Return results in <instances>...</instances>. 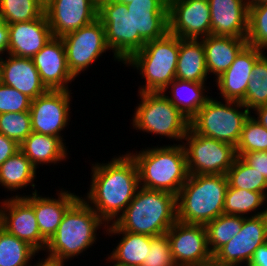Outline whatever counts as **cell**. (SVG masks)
Returning a JSON list of instances; mask_svg holds the SVG:
<instances>
[{
    "label": "cell",
    "mask_w": 267,
    "mask_h": 266,
    "mask_svg": "<svg viewBox=\"0 0 267 266\" xmlns=\"http://www.w3.org/2000/svg\"><path fill=\"white\" fill-rule=\"evenodd\" d=\"M8 54L32 58L53 37L45 13L38 19L8 25Z\"/></svg>",
    "instance_id": "cell-22"
},
{
    "label": "cell",
    "mask_w": 267,
    "mask_h": 266,
    "mask_svg": "<svg viewBox=\"0 0 267 266\" xmlns=\"http://www.w3.org/2000/svg\"><path fill=\"white\" fill-rule=\"evenodd\" d=\"M211 34L246 38L248 33V0H208Z\"/></svg>",
    "instance_id": "cell-21"
},
{
    "label": "cell",
    "mask_w": 267,
    "mask_h": 266,
    "mask_svg": "<svg viewBox=\"0 0 267 266\" xmlns=\"http://www.w3.org/2000/svg\"><path fill=\"white\" fill-rule=\"evenodd\" d=\"M253 111H255L254 114L257 116L256 118L254 115V119L267 129V105L257 107Z\"/></svg>",
    "instance_id": "cell-47"
},
{
    "label": "cell",
    "mask_w": 267,
    "mask_h": 266,
    "mask_svg": "<svg viewBox=\"0 0 267 266\" xmlns=\"http://www.w3.org/2000/svg\"><path fill=\"white\" fill-rule=\"evenodd\" d=\"M53 37H62L91 24L98 7L91 0H51L44 9Z\"/></svg>",
    "instance_id": "cell-18"
},
{
    "label": "cell",
    "mask_w": 267,
    "mask_h": 266,
    "mask_svg": "<svg viewBox=\"0 0 267 266\" xmlns=\"http://www.w3.org/2000/svg\"><path fill=\"white\" fill-rule=\"evenodd\" d=\"M208 73L223 74L247 45L246 38L209 35L202 38Z\"/></svg>",
    "instance_id": "cell-26"
},
{
    "label": "cell",
    "mask_w": 267,
    "mask_h": 266,
    "mask_svg": "<svg viewBox=\"0 0 267 266\" xmlns=\"http://www.w3.org/2000/svg\"><path fill=\"white\" fill-rule=\"evenodd\" d=\"M264 50L246 45L236 56L231 66L214 81L222 100L243 102L247 85L252 77L255 62L264 54Z\"/></svg>",
    "instance_id": "cell-20"
},
{
    "label": "cell",
    "mask_w": 267,
    "mask_h": 266,
    "mask_svg": "<svg viewBox=\"0 0 267 266\" xmlns=\"http://www.w3.org/2000/svg\"><path fill=\"white\" fill-rule=\"evenodd\" d=\"M254 151H267V129L250 114L243 125L236 153Z\"/></svg>",
    "instance_id": "cell-37"
},
{
    "label": "cell",
    "mask_w": 267,
    "mask_h": 266,
    "mask_svg": "<svg viewBox=\"0 0 267 266\" xmlns=\"http://www.w3.org/2000/svg\"><path fill=\"white\" fill-rule=\"evenodd\" d=\"M126 7L133 21V54L169 32L168 0H133Z\"/></svg>",
    "instance_id": "cell-12"
},
{
    "label": "cell",
    "mask_w": 267,
    "mask_h": 266,
    "mask_svg": "<svg viewBox=\"0 0 267 266\" xmlns=\"http://www.w3.org/2000/svg\"><path fill=\"white\" fill-rule=\"evenodd\" d=\"M248 266H267V242L255 250Z\"/></svg>",
    "instance_id": "cell-44"
},
{
    "label": "cell",
    "mask_w": 267,
    "mask_h": 266,
    "mask_svg": "<svg viewBox=\"0 0 267 266\" xmlns=\"http://www.w3.org/2000/svg\"><path fill=\"white\" fill-rule=\"evenodd\" d=\"M39 253L28 242L18 239L0 226V266H30Z\"/></svg>",
    "instance_id": "cell-32"
},
{
    "label": "cell",
    "mask_w": 267,
    "mask_h": 266,
    "mask_svg": "<svg viewBox=\"0 0 267 266\" xmlns=\"http://www.w3.org/2000/svg\"><path fill=\"white\" fill-rule=\"evenodd\" d=\"M58 198L43 197L38 192L23 195L32 205L41 235L48 241L57 231L67 209L80 197L68 190L58 191Z\"/></svg>",
    "instance_id": "cell-23"
},
{
    "label": "cell",
    "mask_w": 267,
    "mask_h": 266,
    "mask_svg": "<svg viewBox=\"0 0 267 266\" xmlns=\"http://www.w3.org/2000/svg\"><path fill=\"white\" fill-rule=\"evenodd\" d=\"M249 166L254 168L267 180V151L237 153Z\"/></svg>",
    "instance_id": "cell-42"
},
{
    "label": "cell",
    "mask_w": 267,
    "mask_h": 266,
    "mask_svg": "<svg viewBox=\"0 0 267 266\" xmlns=\"http://www.w3.org/2000/svg\"><path fill=\"white\" fill-rule=\"evenodd\" d=\"M265 54L264 52L255 62L245 99L242 102L250 112L257 107L267 105V56Z\"/></svg>",
    "instance_id": "cell-35"
},
{
    "label": "cell",
    "mask_w": 267,
    "mask_h": 266,
    "mask_svg": "<svg viewBox=\"0 0 267 266\" xmlns=\"http://www.w3.org/2000/svg\"><path fill=\"white\" fill-rule=\"evenodd\" d=\"M0 133L20 145L32 133L30 113L9 112L0 114Z\"/></svg>",
    "instance_id": "cell-39"
},
{
    "label": "cell",
    "mask_w": 267,
    "mask_h": 266,
    "mask_svg": "<svg viewBox=\"0 0 267 266\" xmlns=\"http://www.w3.org/2000/svg\"><path fill=\"white\" fill-rule=\"evenodd\" d=\"M243 220V216L223 213L205 225L212 255L240 232Z\"/></svg>",
    "instance_id": "cell-33"
},
{
    "label": "cell",
    "mask_w": 267,
    "mask_h": 266,
    "mask_svg": "<svg viewBox=\"0 0 267 266\" xmlns=\"http://www.w3.org/2000/svg\"><path fill=\"white\" fill-rule=\"evenodd\" d=\"M218 101L213 97L190 120L189 128L197 134L237 146L243 125L251 112L239 101ZM241 108L244 109L241 111Z\"/></svg>",
    "instance_id": "cell-7"
},
{
    "label": "cell",
    "mask_w": 267,
    "mask_h": 266,
    "mask_svg": "<svg viewBox=\"0 0 267 266\" xmlns=\"http://www.w3.org/2000/svg\"><path fill=\"white\" fill-rule=\"evenodd\" d=\"M9 34L8 25L0 17V53L8 54Z\"/></svg>",
    "instance_id": "cell-45"
},
{
    "label": "cell",
    "mask_w": 267,
    "mask_h": 266,
    "mask_svg": "<svg viewBox=\"0 0 267 266\" xmlns=\"http://www.w3.org/2000/svg\"><path fill=\"white\" fill-rule=\"evenodd\" d=\"M1 83L15 88L35 99L48 89L42 83L40 75L31 58L7 55L2 60Z\"/></svg>",
    "instance_id": "cell-24"
},
{
    "label": "cell",
    "mask_w": 267,
    "mask_h": 266,
    "mask_svg": "<svg viewBox=\"0 0 267 266\" xmlns=\"http://www.w3.org/2000/svg\"><path fill=\"white\" fill-rule=\"evenodd\" d=\"M65 261L66 260H63L57 256L48 254L45 259L43 258L42 260H40L39 258L38 263L36 262V264H33V266H64Z\"/></svg>",
    "instance_id": "cell-46"
},
{
    "label": "cell",
    "mask_w": 267,
    "mask_h": 266,
    "mask_svg": "<svg viewBox=\"0 0 267 266\" xmlns=\"http://www.w3.org/2000/svg\"><path fill=\"white\" fill-rule=\"evenodd\" d=\"M166 234L177 266H197L213 258L205 225L177 220Z\"/></svg>",
    "instance_id": "cell-15"
},
{
    "label": "cell",
    "mask_w": 267,
    "mask_h": 266,
    "mask_svg": "<svg viewBox=\"0 0 267 266\" xmlns=\"http://www.w3.org/2000/svg\"><path fill=\"white\" fill-rule=\"evenodd\" d=\"M3 55L0 53V83H1V73H2V60H3Z\"/></svg>",
    "instance_id": "cell-52"
},
{
    "label": "cell",
    "mask_w": 267,
    "mask_h": 266,
    "mask_svg": "<svg viewBox=\"0 0 267 266\" xmlns=\"http://www.w3.org/2000/svg\"><path fill=\"white\" fill-rule=\"evenodd\" d=\"M138 96L141 101L132 117L133 128L183 142L190 121L165 95L162 92H142Z\"/></svg>",
    "instance_id": "cell-8"
},
{
    "label": "cell",
    "mask_w": 267,
    "mask_h": 266,
    "mask_svg": "<svg viewBox=\"0 0 267 266\" xmlns=\"http://www.w3.org/2000/svg\"><path fill=\"white\" fill-rule=\"evenodd\" d=\"M103 225L106 228L107 224L79 197L64 213L45 251L67 261L75 258L96 244L97 230Z\"/></svg>",
    "instance_id": "cell-5"
},
{
    "label": "cell",
    "mask_w": 267,
    "mask_h": 266,
    "mask_svg": "<svg viewBox=\"0 0 267 266\" xmlns=\"http://www.w3.org/2000/svg\"><path fill=\"white\" fill-rule=\"evenodd\" d=\"M105 231L109 236L122 235L118 245L106 259L109 263L117 266L142 265L150 249L151 236L122 231L115 223L107 225Z\"/></svg>",
    "instance_id": "cell-25"
},
{
    "label": "cell",
    "mask_w": 267,
    "mask_h": 266,
    "mask_svg": "<svg viewBox=\"0 0 267 266\" xmlns=\"http://www.w3.org/2000/svg\"><path fill=\"white\" fill-rule=\"evenodd\" d=\"M249 5L265 4L267 0H248Z\"/></svg>",
    "instance_id": "cell-49"
},
{
    "label": "cell",
    "mask_w": 267,
    "mask_h": 266,
    "mask_svg": "<svg viewBox=\"0 0 267 266\" xmlns=\"http://www.w3.org/2000/svg\"><path fill=\"white\" fill-rule=\"evenodd\" d=\"M98 8L104 4V3H107L109 2V0H91Z\"/></svg>",
    "instance_id": "cell-50"
},
{
    "label": "cell",
    "mask_w": 267,
    "mask_h": 266,
    "mask_svg": "<svg viewBox=\"0 0 267 266\" xmlns=\"http://www.w3.org/2000/svg\"><path fill=\"white\" fill-rule=\"evenodd\" d=\"M36 171L37 168L19 150L0 166V184L11 192L31 185L33 193H36L38 192L34 184Z\"/></svg>",
    "instance_id": "cell-30"
},
{
    "label": "cell",
    "mask_w": 267,
    "mask_h": 266,
    "mask_svg": "<svg viewBox=\"0 0 267 266\" xmlns=\"http://www.w3.org/2000/svg\"><path fill=\"white\" fill-rule=\"evenodd\" d=\"M44 7L51 1V0H38Z\"/></svg>",
    "instance_id": "cell-53"
},
{
    "label": "cell",
    "mask_w": 267,
    "mask_h": 266,
    "mask_svg": "<svg viewBox=\"0 0 267 266\" xmlns=\"http://www.w3.org/2000/svg\"><path fill=\"white\" fill-rule=\"evenodd\" d=\"M266 202L267 198L260 192L232 188L228 184L223 213L243 217H249L248 214H250V212L255 213H251L250 217L263 215L267 213V208L257 213L255 211L259 210V207L263 206Z\"/></svg>",
    "instance_id": "cell-31"
},
{
    "label": "cell",
    "mask_w": 267,
    "mask_h": 266,
    "mask_svg": "<svg viewBox=\"0 0 267 266\" xmlns=\"http://www.w3.org/2000/svg\"><path fill=\"white\" fill-rule=\"evenodd\" d=\"M128 153L137 164L140 187L177 196L189 175L183 144L153 146Z\"/></svg>",
    "instance_id": "cell-2"
},
{
    "label": "cell",
    "mask_w": 267,
    "mask_h": 266,
    "mask_svg": "<svg viewBox=\"0 0 267 266\" xmlns=\"http://www.w3.org/2000/svg\"><path fill=\"white\" fill-rule=\"evenodd\" d=\"M183 140L189 175H226L237 158L235 146L194 133L190 128Z\"/></svg>",
    "instance_id": "cell-9"
},
{
    "label": "cell",
    "mask_w": 267,
    "mask_h": 266,
    "mask_svg": "<svg viewBox=\"0 0 267 266\" xmlns=\"http://www.w3.org/2000/svg\"><path fill=\"white\" fill-rule=\"evenodd\" d=\"M169 33L182 39L211 35L208 0H168Z\"/></svg>",
    "instance_id": "cell-14"
},
{
    "label": "cell",
    "mask_w": 267,
    "mask_h": 266,
    "mask_svg": "<svg viewBox=\"0 0 267 266\" xmlns=\"http://www.w3.org/2000/svg\"><path fill=\"white\" fill-rule=\"evenodd\" d=\"M31 59L47 89L69 90L68 84L75 77L68 69L65 48L60 37H52Z\"/></svg>",
    "instance_id": "cell-19"
},
{
    "label": "cell",
    "mask_w": 267,
    "mask_h": 266,
    "mask_svg": "<svg viewBox=\"0 0 267 266\" xmlns=\"http://www.w3.org/2000/svg\"><path fill=\"white\" fill-rule=\"evenodd\" d=\"M69 71L76 78L88 69L102 53L110 50L106 43L105 29L97 18L94 22L61 37Z\"/></svg>",
    "instance_id": "cell-10"
},
{
    "label": "cell",
    "mask_w": 267,
    "mask_h": 266,
    "mask_svg": "<svg viewBox=\"0 0 267 266\" xmlns=\"http://www.w3.org/2000/svg\"><path fill=\"white\" fill-rule=\"evenodd\" d=\"M176 195L139 187L115 224L122 230L161 236L177 221Z\"/></svg>",
    "instance_id": "cell-3"
},
{
    "label": "cell",
    "mask_w": 267,
    "mask_h": 266,
    "mask_svg": "<svg viewBox=\"0 0 267 266\" xmlns=\"http://www.w3.org/2000/svg\"><path fill=\"white\" fill-rule=\"evenodd\" d=\"M133 0H109V2H114V3H124V4H129Z\"/></svg>",
    "instance_id": "cell-51"
},
{
    "label": "cell",
    "mask_w": 267,
    "mask_h": 266,
    "mask_svg": "<svg viewBox=\"0 0 267 266\" xmlns=\"http://www.w3.org/2000/svg\"><path fill=\"white\" fill-rule=\"evenodd\" d=\"M208 75L202 39L180 38L175 77L186 81L206 82Z\"/></svg>",
    "instance_id": "cell-29"
},
{
    "label": "cell",
    "mask_w": 267,
    "mask_h": 266,
    "mask_svg": "<svg viewBox=\"0 0 267 266\" xmlns=\"http://www.w3.org/2000/svg\"><path fill=\"white\" fill-rule=\"evenodd\" d=\"M72 90H47L44 94L32 99L30 117L32 132L60 138L61 131L70 121V101Z\"/></svg>",
    "instance_id": "cell-11"
},
{
    "label": "cell",
    "mask_w": 267,
    "mask_h": 266,
    "mask_svg": "<svg viewBox=\"0 0 267 266\" xmlns=\"http://www.w3.org/2000/svg\"><path fill=\"white\" fill-rule=\"evenodd\" d=\"M66 144L58 137L32 132L20 145V150L38 168L39 165H55L68 157Z\"/></svg>",
    "instance_id": "cell-28"
},
{
    "label": "cell",
    "mask_w": 267,
    "mask_h": 266,
    "mask_svg": "<svg viewBox=\"0 0 267 266\" xmlns=\"http://www.w3.org/2000/svg\"><path fill=\"white\" fill-rule=\"evenodd\" d=\"M32 99L13 87L0 83V114L29 112Z\"/></svg>",
    "instance_id": "cell-41"
},
{
    "label": "cell",
    "mask_w": 267,
    "mask_h": 266,
    "mask_svg": "<svg viewBox=\"0 0 267 266\" xmlns=\"http://www.w3.org/2000/svg\"><path fill=\"white\" fill-rule=\"evenodd\" d=\"M267 242V213L244 217L240 232L220 247L213 258L227 265L248 266L255 250Z\"/></svg>",
    "instance_id": "cell-13"
},
{
    "label": "cell",
    "mask_w": 267,
    "mask_h": 266,
    "mask_svg": "<svg viewBox=\"0 0 267 266\" xmlns=\"http://www.w3.org/2000/svg\"><path fill=\"white\" fill-rule=\"evenodd\" d=\"M180 38L169 32L160 39L145 43L124 64L139 70L145 85L139 93L162 92L176 77Z\"/></svg>",
    "instance_id": "cell-6"
},
{
    "label": "cell",
    "mask_w": 267,
    "mask_h": 266,
    "mask_svg": "<svg viewBox=\"0 0 267 266\" xmlns=\"http://www.w3.org/2000/svg\"><path fill=\"white\" fill-rule=\"evenodd\" d=\"M19 150L20 147L16 141L0 133V166Z\"/></svg>",
    "instance_id": "cell-43"
},
{
    "label": "cell",
    "mask_w": 267,
    "mask_h": 266,
    "mask_svg": "<svg viewBox=\"0 0 267 266\" xmlns=\"http://www.w3.org/2000/svg\"><path fill=\"white\" fill-rule=\"evenodd\" d=\"M44 9L38 0H0V17L7 25L38 19Z\"/></svg>",
    "instance_id": "cell-36"
},
{
    "label": "cell",
    "mask_w": 267,
    "mask_h": 266,
    "mask_svg": "<svg viewBox=\"0 0 267 266\" xmlns=\"http://www.w3.org/2000/svg\"><path fill=\"white\" fill-rule=\"evenodd\" d=\"M227 175H188L176 196L177 220L206 225L223 214Z\"/></svg>",
    "instance_id": "cell-4"
},
{
    "label": "cell",
    "mask_w": 267,
    "mask_h": 266,
    "mask_svg": "<svg viewBox=\"0 0 267 266\" xmlns=\"http://www.w3.org/2000/svg\"><path fill=\"white\" fill-rule=\"evenodd\" d=\"M226 175L232 188L260 192L267 198V180L240 156H237Z\"/></svg>",
    "instance_id": "cell-34"
},
{
    "label": "cell",
    "mask_w": 267,
    "mask_h": 266,
    "mask_svg": "<svg viewBox=\"0 0 267 266\" xmlns=\"http://www.w3.org/2000/svg\"><path fill=\"white\" fill-rule=\"evenodd\" d=\"M0 203V226L18 239L28 242L37 251H45L48 241L39 231L32 205L18 194Z\"/></svg>",
    "instance_id": "cell-16"
},
{
    "label": "cell",
    "mask_w": 267,
    "mask_h": 266,
    "mask_svg": "<svg viewBox=\"0 0 267 266\" xmlns=\"http://www.w3.org/2000/svg\"><path fill=\"white\" fill-rule=\"evenodd\" d=\"M87 195L82 198L107 224L115 223L132 201L139 186V173L129 153L108 163H95Z\"/></svg>",
    "instance_id": "cell-1"
},
{
    "label": "cell",
    "mask_w": 267,
    "mask_h": 266,
    "mask_svg": "<svg viewBox=\"0 0 267 266\" xmlns=\"http://www.w3.org/2000/svg\"><path fill=\"white\" fill-rule=\"evenodd\" d=\"M247 45L267 49V3L249 5Z\"/></svg>",
    "instance_id": "cell-38"
},
{
    "label": "cell",
    "mask_w": 267,
    "mask_h": 266,
    "mask_svg": "<svg viewBox=\"0 0 267 266\" xmlns=\"http://www.w3.org/2000/svg\"><path fill=\"white\" fill-rule=\"evenodd\" d=\"M98 19L105 29L106 43L114 60L124 64L133 55V21L126 4H102L98 8Z\"/></svg>",
    "instance_id": "cell-17"
},
{
    "label": "cell",
    "mask_w": 267,
    "mask_h": 266,
    "mask_svg": "<svg viewBox=\"0 0 267 266\" xmlns=\"http://www.w3.org/2000/svg\"><path fill=\"white\" fill-rule=\"evenodd\" d=\"M169 88L171 90L170 96L167 93ZM206 90L205 82L175 78L162 93L190 121L210 98V96L205 95L208 92Z\"/></svg>",
    "instance_id": "cell-27"
},
{
    "label": "cell",
    "mask_w": 267,
    "mask_h": 266,
    "mask_svg": "<svg viewBox=\"0 0 267 266\" xmlns=\"http://www.w3.org/2000/svg\"><path fill=\"white\" fill-rule=\"evenodd\" d=\"M197 266H232V265L220 263V262L216 261L214 258H211L210 260H208L206 262H202V263L198 264Z\"/></svg>",
    "instance_id": "cell-48"
},
{
    "label": "cell",
    "mask_w": 267,
    "mask_h": 266,
    "mask_svg": "<svg viewBox=\"0 0 267 266\" xmlns=\"http://www.w3.org/2000/svg\"><path fill=\"white\" fill-rule=\"evenodd\" d=\"M141 266H177L167 234L152 237L150 249Z\"/></svg>",
    "instance_id": "cell-40"
}]
</instances>
